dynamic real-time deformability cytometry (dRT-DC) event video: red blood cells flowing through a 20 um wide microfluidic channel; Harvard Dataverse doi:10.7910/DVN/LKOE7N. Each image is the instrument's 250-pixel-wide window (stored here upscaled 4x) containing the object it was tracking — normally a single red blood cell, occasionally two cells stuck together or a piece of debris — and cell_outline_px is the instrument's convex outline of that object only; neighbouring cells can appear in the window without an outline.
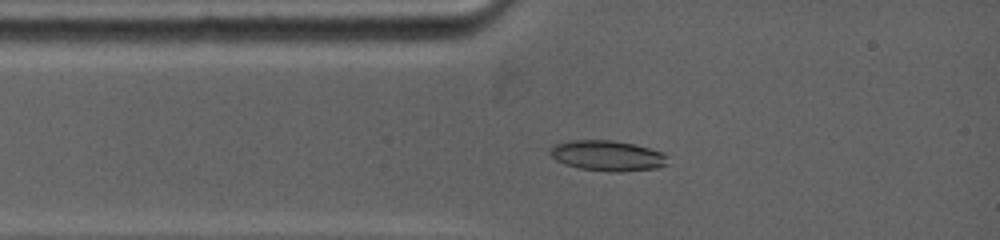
{"species": "common noctule bat (a hibernating species)", "species_latin": "Nyctalus noctula", "temperature_condition": "warm", "stored_images_in_passage": 9, "camera_frame_rate_fps": 5000, "um_per_image_px": 0.085, "animal": {"sex": "female", "body_mass_g": 19.0, "forearm_length_mm": 53.3}, "frame": {"image": 1, "passage_image": 4, "time_ms": 1.8, "image_size_px": [1000, 240], "cell_outline_px": [[668, 164], [656, 168], [620, 172], [616, 172], [580, 168], [564, 164], [556, 160], [548, 152], [548, 148], [556, 144], [568, 140], [612, 140], [636, 144], [664, 152], [668, 156]], "centroid_in_image_um": [51.65, 13.22], "position_along_channel_um": 33.4, "area_um2": 21.1}}
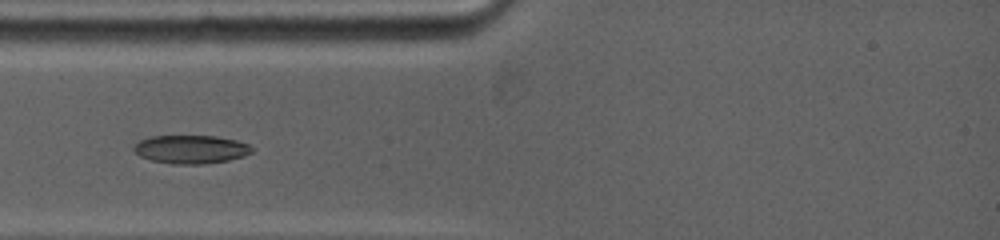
{"frame": {"image": 2, "passage_image": 6, "time_ms": 2.8, "image_size_px": [1000, 240], "cell_outline_px": [[252, 152], [244, 156], [228, 160], [204, 164], [172, 164], [152, 160], [140, 156], [132, 148], [140, 140], [148, 136], [216, 136], [236, 140], [248, 144], [252, 148]], "centroid_in_image_um": [16.22, 12.69], "position_along_channel_um": 68.8, "area_um2": 19.48}}
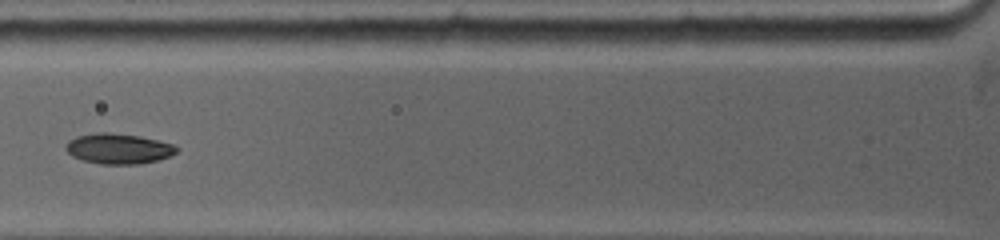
{"frame": {"image": 3, "passage_image": 8, "time_ms": 4.0, "image_size_px": [1000, 240], "cell_outline_px": [[180, 148], [176, 152], [160, 160], [140, 164], [100, 164], [84, 160], [72, 156], [64, 148], [64, 144], [68, 140], [76, 136], [96, 132], [108, 132], [140, 136], [172, 144]], "centroid_in_image_um": [10.04, 12.63], "position_along_channel_um": 115.8, "area_um2": 19.71}}